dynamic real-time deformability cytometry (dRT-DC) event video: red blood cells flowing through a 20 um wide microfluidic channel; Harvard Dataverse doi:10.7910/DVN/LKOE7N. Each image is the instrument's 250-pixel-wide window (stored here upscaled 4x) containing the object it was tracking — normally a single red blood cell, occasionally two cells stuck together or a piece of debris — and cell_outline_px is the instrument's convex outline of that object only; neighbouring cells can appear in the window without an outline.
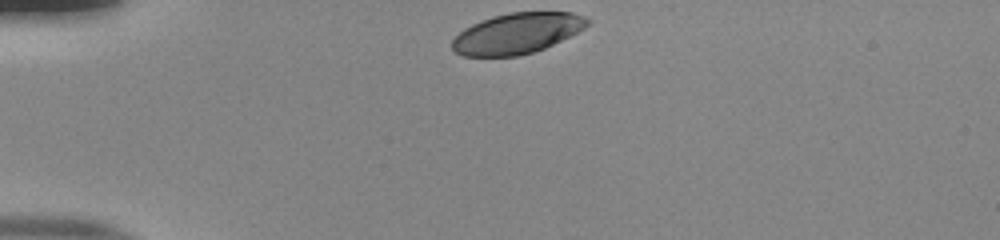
{"species": "human", "species_latin": "Homo sapiens", "temperature_condition": "room temperature", "stored_images_in_passage": 33, "camera_frame_rate_fps": 3000, "um_per_image_px": 0.085, "donor": {"sex": "male"}, "frame": {"image": 1, "passage_image": 1, "time_ms": 0.0, "image_size_px": [1000, 240], "cell_outline_px": [[592, 20], [584, 28], [544, 48], [532, 52], [516, 56], [464, 56], [456, 52], [452, 48], [452, 40], [464, 28], [472, 24], [492, 16], [508, 12], [572, 12], [584, 16]], "centroid_in_image_um": [43.93, 2.82], "position_along_channel_um": 41.1, "area_um2": 31.79}}
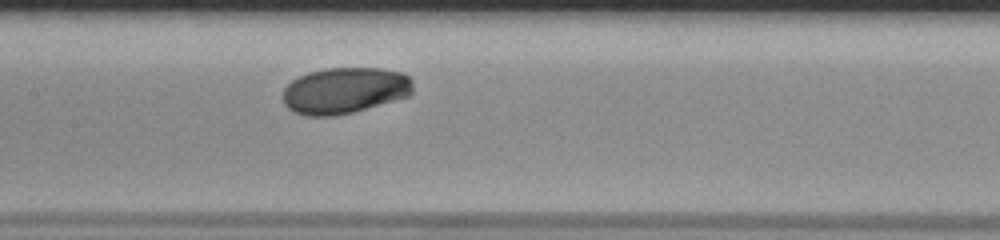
{"frame": {"image": 2, "passage_image": 15, "time_ms": 4.667, "image_size_px": [1000, 240], "cell_outline_px": [[412, 92], [408, 96], [352, 112], [332, 116], [304, 116], [292, 112], [284, 104], [284, 88], [292, 80], [308, 72], [324, 68], [380, 68], [400, 72], [408, 76], [412, 80]], "centroid_in_image_um": [29.27, 7.69], "position_along_channel_um": 178.1, "area_um2": 34.97}}
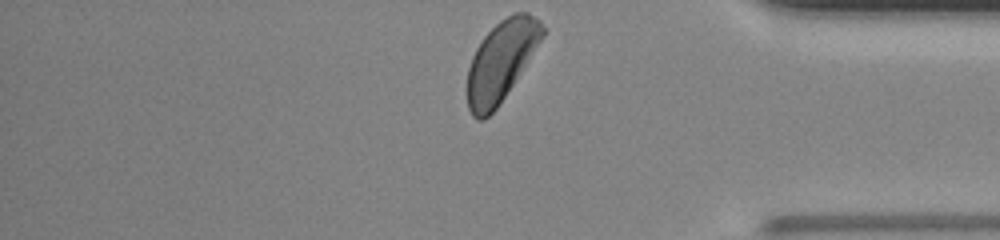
{"frame": {"image": 3, "passage_image": 33, "time_ms": 10.667, "image_size_px": [1000, 240], "cell_outline_px": [[544, 36], [496, 108], [484, 120], [476, 120], [472, 116], [468, 108], [468, 68], [472, 56], [476, 48], [484, 36], [500, 20], [516, 12], [528, 12], [540, 20], [544, 28]], "centroid_in_image_um": [42.58, 5.18], "position_along_channel_um": 392.6, "area_um2": 34.51}, "authors_computed_cell_mechanics": {"area_um2": 34.5066, "velocity_mm_per_s": 3.8454, "shape_relaxation_time_tau1_ms": 1.8376, "shape_relaxation_time_tau2_ms": null, "deformation_change_tau1": 0.0894, "deformation_change_tau2": null}}